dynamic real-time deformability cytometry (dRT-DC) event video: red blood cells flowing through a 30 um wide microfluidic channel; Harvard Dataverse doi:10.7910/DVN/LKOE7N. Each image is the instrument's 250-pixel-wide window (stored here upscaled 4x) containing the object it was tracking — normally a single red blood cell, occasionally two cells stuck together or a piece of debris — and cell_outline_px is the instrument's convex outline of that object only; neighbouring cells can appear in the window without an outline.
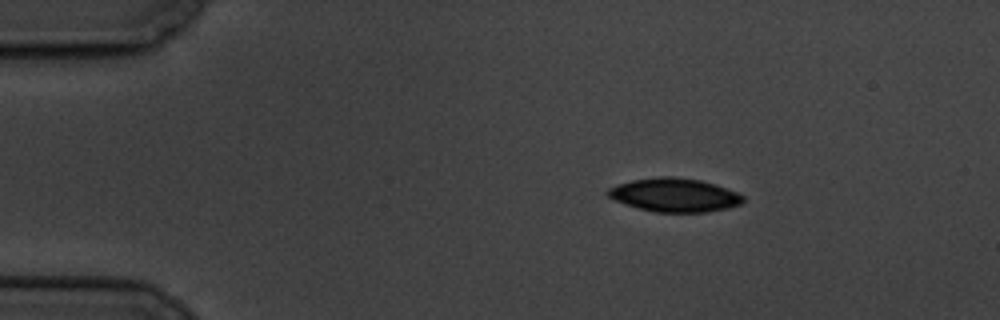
{"species": "common noctule bat (a hibernating species)", "species_latin": "Nyctalus noctula", "temperature_condition": "cold", "stored_images_in_passage": 3, "camera_frame_rate_fps": 3000, "um_per_image_px": 0.085, "animal": {"sex": "male", "body_mass_g": 19.5, "forearm_length_mm": 54.6}, "frame": {"image": 1, "passage_image": 1, "time_ms": 0.0, "image_size_px": [1000, 320], "cell_outline_px": [[744, 200], [740, 204], [728, 208], [708, 212], [656, 212], [640, 208], [616, 200], [608, 196], [604, 192], [608, 188], [632, 180], [660, 176], [672, 176], [700, 180], [736, 192], [744, 196]], "centroid_in_image_um": [57.33, 16.57], "position_along_channel_um": 27.7, "area_um2": 26.13}}